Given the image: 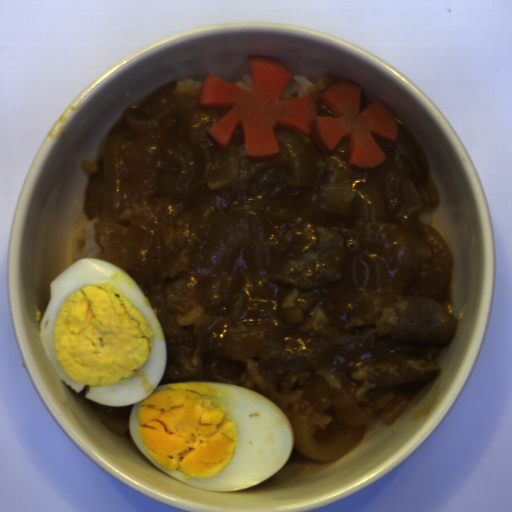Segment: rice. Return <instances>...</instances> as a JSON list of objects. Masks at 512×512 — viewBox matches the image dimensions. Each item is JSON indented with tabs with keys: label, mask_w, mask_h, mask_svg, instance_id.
Here are the masks:
<instances>
[{
	"label": "rice",
	"mask_w": 512,
	"mask_h": 512,
	"mask_svg": "<svg viewBox=\"0 0 512 512\" xmlns=\"http://www.w3.org/2000/svg\"><path fill=\"white\" fill-rule=\"evenodd\" d=\"M339 82L337 74H323L319 79H310L303 73H294L281 99H297L315 95V100L331 84Z\"/></svg>",
	"instance_id": "obj_1"
},
{
	"label": "rice",
	"mask_w": 512,
	"mask_h": 512,
	"mask_svg": "<svg viewBox=\"0 0 512 512\" xmlns=\"http://www.w3.org/2000/svg\"><path fill=\"white\" fill-rule=\"evenodd\" d=\"M232 84H235L241 88H244L248 91H251L252 87H253V76H252V73L251 74H247V75H240L238 78H236L235 80H233L232 82H230Z\"/></svg>",
	"instance_id": "obj_4"
},
{
	"label": "rice",
	"mask_w": 512,
	"mask_h": 512,
	"mask_svg": "<svg viewBox=\"0 0 512 512\" xmlns=\"http://www.w3.org/2000/svg\"><path fill=\"white\" fill-rule=\"evenodd\" d=\"M94 223L98 218L89 220L87 223L73 231L69 239V253L72 264L81 258L95 257L102 250L94 240Z\"/></svg>",
	"instance_id": "obj_2"
},
{
	"label": "rice",
	"mask_w": 512,
	"mask_h": 512,
	"mask_svg": "<svg viewBox=\"0 0 512 512\" xmlns=\"http://www.w3.org/2000/svg\"><path fill=\"white\" fill-rule=\"evenodd\" d=\"M204 81L198 79H188L185 81H178V88L176 91L198 96Z\"/></svg>",
	"instance_id": "obj_3"
}]
</instances>
